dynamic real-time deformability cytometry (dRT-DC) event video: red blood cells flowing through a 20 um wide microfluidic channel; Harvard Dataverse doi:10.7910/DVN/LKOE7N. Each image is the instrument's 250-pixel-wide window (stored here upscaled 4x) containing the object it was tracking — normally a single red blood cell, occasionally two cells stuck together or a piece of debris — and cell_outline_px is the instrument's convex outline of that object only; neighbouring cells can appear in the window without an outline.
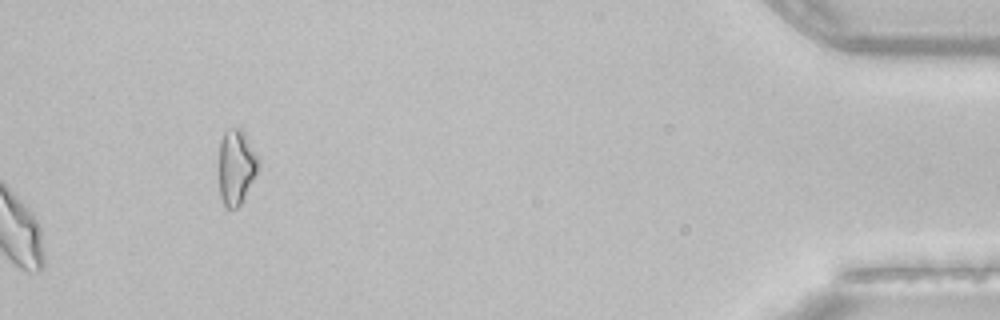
{"species": "common noctule bat (a hibernating species)", "species_latin": "Nyctalus noctula", "temperature_condition": "room temperature", "stored_images_in_passage": 44, "camera_frame_rate_fps": 3000, "um_per_image_px": 0.085, "animal": {"sex": "female", "body_mass_g": 22.7, "forearm_length_mm": 54.2}, "frame": {"image": 1, "passage_image": 44, "time_ms": 14.333, "image_size_px": [1000, 320], "cell_outline_px": [[260, 164], [240, 204], [236, 208], [228, 208], [224, 204], [220, 196], [220, 140], [224, 132], [228, 128], [240, 128], [244, 132], [260, 160]], "centroid_in_image_um": [20.08, 14.15], "position_along_channel_um": 415.1, "area_um2": 16.88}}